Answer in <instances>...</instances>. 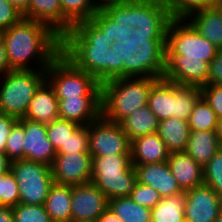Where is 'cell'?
Listing matches in <instances>:
<instances>
[{
	"mask_svg": "<svg viewBox=\"0 0 222 222\" xmlns=\"http://www.w3.org/2000/svg\"><path fill=\"white\" fill-rule=\"evenodd\" d=\"M108 208L122 222H151V209L139 205L130 197L109 199Z\"/></svg>",
	"mask_w": 222,
	"mask_h": 222,
	"instance_id": "31",
	"label": "cell"
},
{
	"mask_svg": "<svg viewBox=\"0 0 222 222\" xmlns=\"http://www.w3.org/2000/svg\"><path fill=\"white\" fill-rule=\"evenodd\" d=\"M158 78L121 77L101 84V115L120 123L137 109L148 105L150 90Z\"/></svg>",
	"mask_w": 222,
	"mask_h": 222,
	"instance_id": "4",
	"label": "cell"
},
{
	"mask_svg": "<svg viewBox=\"0 0 222 222\" xmlns=\"http://www.w3.org/2000/svg\"><path fill=\"white\" fill-rule=\"evenodd\" d=\"M202 96L200 87L175 84V107L173 117L188 121L198 99Z\"/></svg>",
	"mask_w": 222,
	"mask_h": 222,
	"instance_id": "33",
	"label": "cell"
},
{
	"mask_svg": "<svg viewBox=\"0 0 222 222\" xmlns=\"http://www.w3.org/2000/svg\"><path fill=\"white\" fill-rule=\"evenodd\" d=\"M166 32L133 30L132 37L109 47V80L121 77L163 78Z\"/></svg>",
	"mask_w": 222,
	"mask_h": 222,
	"instance_id": "1",
	"label": "cell"
},
{
	"mask_svg": "<svg viewBox=\"0 0 222 222\" xmlns=\"http://www.w3.org/2000/svg\"><path fill=\"white\" fill-rule=\"evenodd\" d=\"M63 16L74 25L77 22L90 20L101 8L97 0H60Z\"/></svg>",
	"mask_w": 222,
	"mask_h": 222,
	"instance_id": "32",
	"label": "cell"
},
{
	"mask_svg": "<svg viewBox=\"0 0 222 222\" xmlns=\"http://www.w3.org/2000/svg\"><path fill=\"white\" fill-rule=\"evenodd\" d=\"M113 42L90 20H84L61 38V52L103 84L109 81V47Z\"/></svg>",
	"mask_w": 222,
	"mask_h": 222,
	"instance_id": "3",
	"label": "cell"
},
{
	"mask_svg": "<svg viewBox=\"0 0 222 222\" xmlns=\"http://www.w3.org/2000/svg\"><path fill=\"white\" fill-rule=\"evenodd\" d=\"M90 21L109 40L121 42L133 35L130 1L106 3L92 16Z\"/></svg>",
	"mask_w": 222,
	"mask_h": 222,
	"instance_id": "11",
	"label": "cell"
},
{
	"mask_svg": "<svg viewBox=\"0 0 222 222\" xmlns=\"http://www.w3.org/2000/svg\"><path fill=\"white\" fill-rule=\"evenodd\" d=\"M54 183L81 185L91 182L92 156L89 152L57 153L51 164Z\"/></svg>",
	"mask_w": 222,
	"mask_h": 222,
	"instance_id": "12",
	"label": "cell"
},
{
	"mask_svg": "<svg viewBox=\"0 0 222 222\" xmlns=\"http://www.w3.org/2000/svg\"><path fill=\"white\" fill-rule=\"evenodd\" d=\"M19 204V189L14 174L9 170L0 174V206L14 207Z\"/></svg>",
	"mask_w": 222,
	"mask_h": 222,
	"instance_id": "39",
	"label": "cell"
},
{
	"mask_svg": "<svg viewBox=\"0 0 222 222\" xmlns=\"http://www.w3.org/2000/svg\"><path fill=\"white\" fill-rule=\"evenodd\" d=\"M23 18L47 25L62 38L73 25L63 16L60 0H30Z\"/></svg>",
	"mask_w": 222,
	"mask_h": 222,
	"instance_id": "19",
	"label": "cell"
},
{
	"mask_svg": "<svg viewBox=\"0 0 222 222\" xmlns=\"http://www.w3.org/2000/svg\"><path fill=\"white\" fill-rule=\"evenodd\" d=\"M18 122V119L0 113V152L5 153L6 140L12 130V127Z\"/></svg>",
	"mask_w": 222,
	"mask_h": 222,
	"instance_id": "46",
	"label": "cell"
},
{
	"mask_svg": "<svg viewBox=\"0 0 222 222\" xmlns=\"http://www.w3.org/2000/svg\"><path fill=\"white\" fill-rule=\"evenodd\" d=\"M9 71L10 69L6 58L5 44L0 33V77H2L6 72Z\"/></svg>",
	"mask_w": 222,
	"mask_h": 222,
	"instance_id": "47",
	"label": "cell"
},
{
	"mask_svg": "<svg viewBox=\"0 0 222 222\" xmlns=\"http://www.w3.org/2000/svg\"><path fill=\"white\" fill-rule=\"evenodd\" d=\"M22 14L28 9L30 0H8Z\"/></svg>",
	"mask_w": 222,
	"mask_h": 222,
	"instance_id": "51",
	"label": "cell"
},
{
	"mask_svg": "<svg viewBox=\"0 0 222 222\" xmlns=\"http://www.w3.org/2000/svg\"><path fill=\"white\" fill-rule=\"evenodd\" d=\"M165 60H204L209 64L218 48L201 36L185 18H172L166 31Z\"/></svg>",
	"mask_w": 222,
	"mask_h": 222,
	"instance_id": "8",
	"label": "cell"
},
{
	"mask_svg": "<svg viewBox=\"0 0 222 222\" xmlns=\"http://www.w3.org/2000/svg\"><path fill=\"white\" fill-rule=\"evenodd\" d=\"M208 84L222 86V49H219L209 67Z\"/></svg>",
	"mask_w": 222,
	"mask_h": 222,
	"instance_id": "45",
	"label": "cell"
},
{
	"mask_svg": "<svg viewBox=\"0 0 222 222\" xmlns=\"http://www.w3.org/2000/svg\"><path fill=\"white\" fill-rule=\"evenodd\" d=\"M172 18H186L194 11L217 6L219 0H161Z\"/></svg>",
	"mask_w": 222,
	"mask_h": 222,
	"instance_id": "35",
	"label": "cell"
},
{
	"mask_svg": "<svg viewBox=\"0 0 222 222\" xmlns=\"http://www.w3.org/2000/svg\"><path fill=\"white\" fill-rule=\"evenodd\" d=\"M185 19L201 36L222 49V10L218 5L194 11Z\"/></svg>",
	"mask_w": 222,
	"mask_h": 222,
	"instance_id": "21",
	"label": "cell"
},
{
	"mask_svg": "<svg viewBox=\"0 0 222 222\" xmlns=\"http://www.w3.org/2000/svg\"><path fill=\"white\" fill-rule=\"evenodd\" d=\"M19 189V203L26 205H44L54 180L51 166L28 161L15 160L10 164Z\"/></svg>",
	"mask_w": 222,
	"mask_h": 222,
	"instance_id": "9",
	"label": "cell"
},
{
	"mask_svg": "<svg viewBox=\"0 0 222 222\" xmlns=\"http://www.w3.org/2000/svg\"><path fill=\"white\" fill-rule=\"evenodd\" d=\"M0 222H14L12 207L0 206Z\"/></svg>",
	"mask_w": 222,
	"mask_h": 222,
	"instance_id": "49",
	"label": "cell"
},
{
	"mask_svg": "<svg viewBox=\"0 0 222 222\" xmlns=\"http://www.w3.org/2000/svg\"><path fill=\"white\" fill-rule=\"evenodd\" d=\"M11 161L5 153L0 152V174H5L10 170Z\"/></svg>",
	"mask_w": 222,
	"mask_h": 222,
	"instance_id": "50",
	"label": "cell"
},
{
	"mask_svg": "<svg viewBox=\"0 0 222 222\" xmlns=\"http://www.w3.org/2000/svg\"><path fill=\"white\" fill-rule=\"evenodd\" d=\"M99 2V4L102 6L106 3H110V2H120V1H130V0H97Z\"/></svg>",
	"mask_w": 222,
	"mask_h": 222,
	"instance_id": "53",
	"label": "cell"
},
{
	"mask_svg": "<svg viewBox=\"0 0 222 222\" xmlns=\"http://www.w3.org/2000/svg\"><path fill=\"white\" fill-rule=\"evenodd\" d=\"M172 19L161 0H130L131 28L144 32H166Z\"/></svg>",
	"mask_w": 222,
	"mask_h": 222,
	"instance_id": "15",
	"label": "cell"
},
{
	"mask_svg": "<svg viewBox=\"0 0 222 222\" xmlns=\"http://www.w3.org/2000/svg\"><path fill=\"white\" fill-rule=\"evenodd\" d=\"M148 106L159 121L173 117L175 83L164 78L158 79L150 90Z\"/></svg>",
	"mask_w": 222,
	"mask_h": 222,
	"instance_id": "26",
	"label": "cell"
},
{
	"mask_svg": "<svg viewBox=\"0 0 222 222\" xmlns=\"http://www.w3.org/2000/svg\"><path fill=\"white\" fill-rule=\"evenodd\" d=\"M24 118L46 124L59 118L58 99L47 81L40 86L31 99Z\"/></svg>",
	"mask_w": 222,
	"mask_h": 222,
	"instance_id": "24",
	"label": "cell"
},
{
	"mask_svg": "<svg viewBox=\"0 0 222 222\" xmlns=\"http://www.w3.org/2000/svg\"><path fill=\"white\" fill-rule=\"evenodd\" d=\"M53 222L71 221V186L54 183L44 203Z\"/></svg>",
	"mask_w": 222,
	"mask_h": 222,
	"instance_id": "28",
	"label": "cell"
},
{
	"mask_svg": "<svg viewBox=\"0 0 222 222\" xmlns=\"http://www.w3.org/2000/svg\"><path fill=\"white\" fill-rule=\"evenodd\" d=\"M190 132L188 121L176 117L159 121L157 130L169 153L185 152Z\"/></svg>",
	"mask_w": 222,
	"mask_h": 222,
	"instance_id": "27",
	"label": "cell"
},
{
	"mask_svg": "<svg viewBox=\"0 0 222 222\" xmlns=\"http://www.w3.org/2000/svg\"><path fill=\"white\" fill-rule=\"evenodd\" d=\"M22 18V13L8 0H0V32L17 24Z\"/></svg>",
	"mask_w": 222,
	"mask_h": 222,
	"instance_id": "43",
	"label": "cell"
},
{
	"mask_svg": "<svg viewBox=\"0 0 222 222\" xmlns=\"http://www.w3.org/2000/svg\"><path fill=\"white\" fill-rule=\"evenodd\" d=\"M91 182L108 199L129 197L137 181L130 155L92 157Z\"/></svg>",
	"mask_w": 222,
	"mask_h": 222,
	"instance_id": "6",
	"label": "cell"
},
{
	"mask_svg": "<svg viewBox=\"0 0 222 222\" xmlns=\"http://www.w3.org/2000/svg\"><path fill=\"white\" fill-rule=\"evenodd\" d=\"M46 81V69L10 70L0 80V113L24 118L31 99Z\"/></svg>",
	"mask_w": 222,
	"mask_h": 222,
	"instance_id": "7",
	"label": "cell"
},
{
	"mask_svg": "<svg viewBox=\"0 0 222 222\" xmlns=\"http://www.w3.org/2000/svg\"><path fill=\"white\" fill-rule=\"evenodd\" d=\"M46 81L57 98H101V84L60 52L46 68Z\"/></svg>",
	"mask_w": 222,
	"mask_h": 222,
	"instance_id": "5",
	"label": "cell"
},
{
	"mask_svg": "<svg viewBox=\"0 0 222 222\" xmlns=\"http://www.w3.org/2000/svg\"><path fill=\"white\" fill-rule=\"evenodd\" d=\"M182 222H190V221H188V220H186V219H183V221Z\"/></svg>",
	"mask_w": 222,
	"mask_h": 222,
	"instance_id": "57",
	"label": "cell"
},
{
	"mask_svg": "<svg viewBox=\"0 0 222 222\" xmlns=\"http://www.w3.org/2000/svg\"><path fill=\"white\" fill-rule=\"evenodd\" d=\"M70 222H92V221H73V220H71Z\"/></svg>",
	"mask_w": 222,
	"mask_h": 222,
	"instance_id": "55",
	"label": "cell"
},
{
	"mask_svg": "<svg viewBox=\"0 0 222 222\" xmlns=\"http://www.w3.org/2000/svg\"><path fill=\"white\" fill-rule=\"evenodd\" d=\"M1 35L10 70L46 69L61 52V38L34 20L22 18Z\"/></svg>",
	"mask_w": 222,
	"mask_h": 222,
	"instance_id": "2",
	"label": "cell"
},
{
	"mask_svg": "<svg viewBox=\"0 0 222 222\" xmlns=\"http://www.w3.org/2000/svg\"><path fill=\"white\" fill-rule=\"evenodd\" d=\"M165 143L157 133L143 135L131 140L132 164L165 162L169 158Z\"/></svg>",
	"mask_w": 222,
	"mask_h": 222,
	"instance_id": "23",
	"label": "cell"
},
{
	"mask_svg": "<svg viewBox=\"0 0 222 222\" xmlns=\"http://www.w3.org/2000/svg\"><path fill=\"white\" fill-rule=\"evenodd\" d=\"M14 222H53L44 205L19 203L12 207Z\"/></svg>",
	"mask_w": 222,
	"mask_h": 222,
	"instance_id": "38",
	"label": "cell"
},
{
	"mask_svg": "<svg viewBox=\"0 0 222 222\" xmlns=\"http://www.w3.org/2000/svg\"><path fill=\"white\" fill-rule=\"evenodd\" d=\"M219 118L201 96L192 110L188 124L191 130L217 131Z\"/></svg>",
	"mask_w": 222,
	"mask_h": 222,
	"instance_id": "34",
	"label": "cell"
},
{
	"mask_svg": "<svg viewBox=\"0 0 222 222\" xmlns=\"http://www.w3.org/2000/svg\"><path fill=\"white\" fill-rule=\"evenodd\" d=\"M185 192L184 219L215 222L222 208V197L204 183Z\"/></svg>",
	"mask_w": 222,
	"mask_h": 222,
	"instance_id": "14",
	"label": "cell"
},
{
	"mask_svg": "<svg viewBox=\"0 0 222 222\" xmlns=\"http://www.w3.org/2000/svg\"><path fill=\"white\" fill-rule=\"evenodd\" d=\"M137 181L152 186L162 198L184 192L173 176L167 161L148 164H133Z\"/></svg>",
	"mask_w": 222,
	"mask_h": 222,
	"instance_id": "18",
	"label": "cell"
},
{
	"mask_svg": "<svg viewBox=\"0 0 222 222\" xmlns=\"http://www.w3.org/2000/svg\"><path fill=\"white\" fill-rule=\"evenodd\" d=\"M24 127V159L51 166L57 154L46 132V123L18 119Z\"/></svg>",
	"mask_w": 222,
	"mask_h": 222,
	"instance_id": "16",
	"label": "cell"
},
{
	"mask_svg": "<svg viewBox=\"0 0 222 222\" xmlns=\"http://www.w3.org/2000/svg\"><path fill=\"white\" fill-rule=\"evenodd\" d=\"M218 6L220 7V9L222 10V2L218 3Z\"/></svg>",
	"mask_w": 222,
	"mask_h": 222,
	"instance_id": "56",
	"label": "cell"
},
{
	"mask_svg": "<svg viewBox=\"0 0 222 222\" xmlns=\"http://www.w3.org/2000/svg\"><path fill=\"white\" fill-rule=\"evenodd\" d=\"M202 97L215 111L219 119L222 118V86L208 84L201 88Z\"/></svg>",
	"mask_w": 222,
	"mask_h": 222,
	"instance_id": "44",
	"label": "cell"
},
{
	"mask_svg": "<svg viewBox=\"0 0 222 222\" xmlns=\"http://www.w3.org/2000/svg\"><path fill=\"white\" fill-rule=\"evenodd\" d=\"M24 137V127L17 122L6 140L5 154L11 162L24 159Z\"/></svg>",
	"mask_w": 222,
	"mask_h": 222,
	"instance_id": "40",
	"label": "cell"
},
{
	"mask_svg": "<svg viewBox=\"0 0 222 222\" xmlns=\"http://www.w3.org/2000/svg\"><path fill=\"white\" fill-rule=\"evenodd\" d=\"M217 135H218L219 141L222 145V118L219 119L218 128H217Z\"/></svg>",
	"mask_w": 222,
	"mask_h": 222,
	"instance_id": "52",
	"label": "cell"
},
{
	"mask_svg": "<svg viewBox=\"0 0 222 222\" xmlns=\"http://www.w3.org/2000/svg\"><path fill=\"white\" fill-rule=\"evenodd\" d=\"M97 222H122L109 208L97 219Z\"/></svg>",
	"mask_w": 222,
	"mask_h": 222,
	"instance_id": "48",
	"label": "cell"
},
{
	"mask_svg": "<svg viewBox=\"0 0 222 222\" xmlns=\"http://www.w3.org/2000/svg\"><path fill=\"white\" fill-rule=\"evenodd\" d=\"M88 125H81L66 141L64 146H61L57 153H81L89 152L88 144Z\"/></svg>",
	"mask_w": 222,
	"mask_h": 222,
	"instance_id": "41",
	"label": "cell"
},
{
	"mask_svg": "<svg viewBox=\"0 0 222 222\" xmlns=\"http://www.w3.org/2000/svg\"><path fill=\"white\" fill-rule=\"evenodd\" d=\"M210 64L204 60H165L163 78L178 85L200 87L208 85Z\"/></svg>",
	"mask_w": 222,
	"mask_h": 222,
	"instance_id": "17",
	"label": "cell"
},
{
	"mask_svg": "<svg viewBox=\"0 0 222 222\" xmlns=\"http://www.w3.org/2000/svg\"><path fill=\"white\" fill-rule=\"evenodd\" d=\"M89 153L92 157L104 155H130L131 141L120 123L100 115L88 124Z\"/></svg>",
	"mask_w": 222,
	"mask_h": 222,
	"instance_id": "10",
	"label": "cell"
},
{
	"mask_svg": "<svg viewBox=\"0 0 222 222\" xmlns=\"http://www.w3.org/2000/svg\"><path fill=\"white\" fill-rule=\"evenodd\" d=\"M109 199L92 182L71 186V220L97 222Z\"/></svg>",
	"mask_w": 222,
	"mask_h": 222,
	"instance_id": "13",
	"label": "cell"
},
{
	"mask_svg": "<svg viewBox=\"0 0 222 222\" xmlns=\"http://www.w3.org/2000/svg\"><path fill=\"white\" fill-rule=\"evenodd\" d=\"M221 147L217 131L191 130L185 152L204 167Z\"/></svg>",
	"mask_w": 222,
	"mask_h": 222,
	"instance_id": "25",
	"label": "cell"
},
{
	"mask_svg": "<svg viewBox=\"0 0 222 222\" xmlns=\"http://www.w3.org/2000/svg\"><path fill=\"white\" fill-rule=\"evenodd\" d=\"M59 118L88 125L101 115V98H57Z\"/></svg>",
	"mask_w": 222,
	"mask_h": 222,
	"instance_id": "20",
	"label": "cell"
},
{
	"mask_svg": "<svg viewBox=\"0 0 222 222\" xmlns=\"http://www.w3.org/2000/svg\"><path fill=\"white\" fill-rule=\"evenodd\" d=\"M129 197L141 206L153 209L162 199V196L152 186L136 183Z\"/></svg>",
	"mask_w": 222,
	"mask_h": 222,
	"instance_id": "42",
	"label": "cell"
},
{
	"mask_svg": "<svg viewBox=\"0 0 222 222\" xmlns=\"http://www.w3.org/2000/svg\"><path fill=\"white\" fill-rule=\"evenodd\" d=\"M203 183L222 197V147L203 167Z\"/></svg>",
	"mask_w": 222,
	"mask_h": 222,
	"instance_id": "37",
	"label": "cell"
},
{
	"mask_svg": "<svg viewBox=\"0 0 222 222\" xmlns=\"http://www.w3.org/2000/svg\"><path fill=\"white\" fill-rule=\"evenodd\" d=\"M81 125L66 119L57 118L53 122L46 124V132L49 141L57 151L64 146L66 141Z\"/></svg>",
	"mask_w": 222,
	"mask_h": 222,
	"instance_id": "36",
	"label": "cell"
},
{
	"mask_svg": "<svg viewBox=\"0 0 222 222\" xmlns=\"http://www.w3.org/2000/svg\"><path fill=\"white\" fill-rule=\"evenodd\" d=\"M120 124L131 141L143 135L157 133L159 120L147 105L125 117Z\"/></svg>",
	"mask_w": 222,
	"mask_h": 222,
	"instance_id": "29",
	"label": "cell"
},
{
	"mask_svg": "<svg viewBox=\"0 0 222 222\" xmlns=\"http://www.w3.org/2000/svg\"><path fill=\"white\" fill-rule=\"evenodd\" d=\"M215 222H222V208H221L220 213H219L217 219L215 220Z\"/></svg>",
	"mask_w": 222,
	"mask_h": 222,
	"instance_id": "54",
	"label": "cell"
},
{
	"mask_svg": "<svg viewBox=\"0 0 222 222\" xmlns=\"http://www.w3.org/2000/svg\"><path fill=\"white\" fill-rule=\"evenodd\" d=\"M167 163L183 191L203 184V167L186 152L170 153Z\"/></svg>",
	"mask_w": 222,
	"mask_h": 222,
	"instance_id": "22",
	"label": "cell"
},
{
	"mask_svg": "<svg viewBox=\"0 0 222 222\" xmlns=\"http://www.w3.org/2000/svg\"><path fill=\"white\" fill-rule=\"evenodd\" d=\"M186 192L164 197L151 209V222H182Z\"/></svg>",
	"mask_w": 222,
	"mask_h": 222,
	"instance_id": "30",
	"label": "cell"
}]
</instances>
